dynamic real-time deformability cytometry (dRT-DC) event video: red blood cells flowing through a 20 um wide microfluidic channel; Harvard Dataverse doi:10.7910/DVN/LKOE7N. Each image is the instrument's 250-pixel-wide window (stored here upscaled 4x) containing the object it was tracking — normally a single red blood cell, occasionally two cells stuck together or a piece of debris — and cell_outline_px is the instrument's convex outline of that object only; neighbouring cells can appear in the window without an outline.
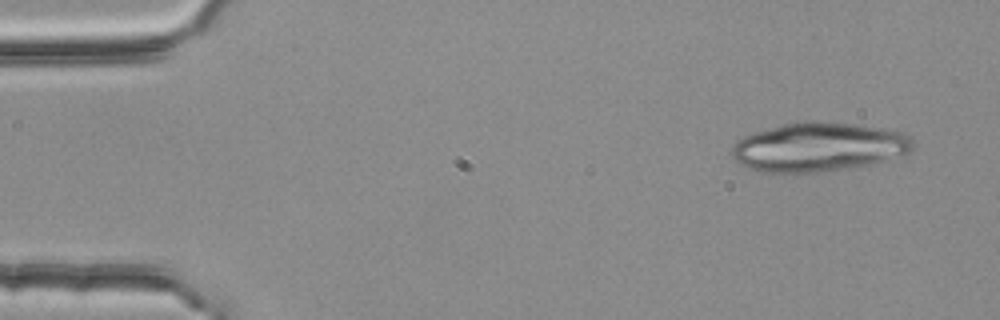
{"species": "common noctule bat (a hibernating species)", "species_latin": "Nyctalus noctula", "temperature_condition": "room temperature", "stored_images_in_passage": 3, "segment_of_instrument_passage": [2, 2], "camera_frame_rate_fps": 3000, "um_per_image_px": 0.085, "animal": {"sex": "female", "body_mass_g": 25.1}, "frame": {"image": 1, "passage_image": 3, "time_ms": 0.667, "image_size_px": [1000, 320], "cell_outline_px": [[916, 144], [904, 156], [824, 172], [760, 172], [748, 168], [740, 164], [732, 156], [732, 148], [736, 140], [744, 136], [756, 132], [784, 124], [804, 120], [812, 120], [856, 124], [904, 132]], "centroid_in_image_um": [69.58, 12.48], "position_along_channel_um": 15.4, "area_um2": 51.56}}